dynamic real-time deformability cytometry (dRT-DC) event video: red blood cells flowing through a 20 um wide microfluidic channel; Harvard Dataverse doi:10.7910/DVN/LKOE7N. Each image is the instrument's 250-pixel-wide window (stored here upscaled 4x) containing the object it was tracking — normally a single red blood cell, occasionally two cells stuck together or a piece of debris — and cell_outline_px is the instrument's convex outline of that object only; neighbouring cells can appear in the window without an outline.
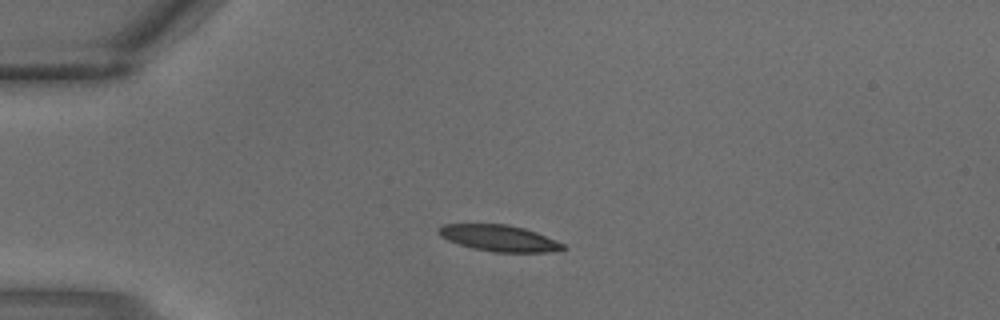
{"species": "common noctule bat (a hibernating species)", "species_latin": "Nyctalus noctula", "temperature_condition": "warm", "stored_images_in_passage": 2, "camera_frame_rate_fps": 3000, "um_per_image_px": 0.085, "animal": {"sex": "male", "body_mass_g": 18.8}, "frame": {"image": 1, "passage_image": 1, "time_ms": 0.0, "image_size_px": [1000, 320], "cell_outline_px": [[568, 248], [548, 252], [492, 252], [472, 248], [448, 240], [440, 236], [436, 232], [436, 228], [444, 224], [508, 224], [524, 228], [536, 232], [564, 244]], "centroid_in_image_um": [42.39, 20.24], "position_along_channel_um": 42.6, "area_um2": 19.07}}
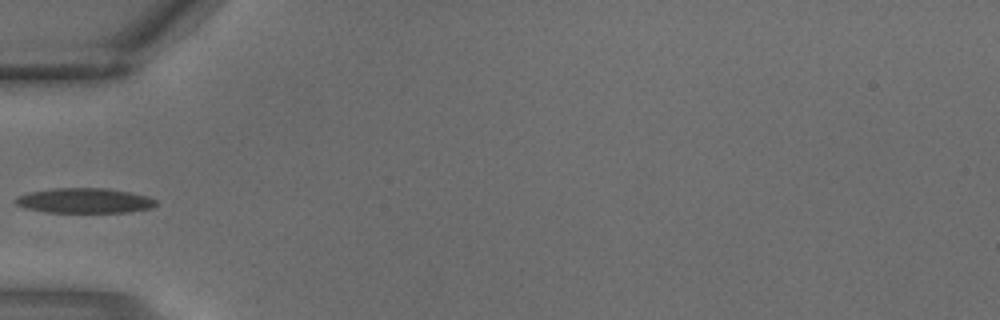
{"frame": {"image": 2, "passage_image": 2, "time_ms": 0.333, "image_size_px": [1000, 320], "cell_outline_px": [[160, 204], [152, 208], [128, 212], [44, 212], [24, 208], [16, 204], [12, 200], [16, 196], [28, 192], [52, 188], [104, 188], [128, 192], [148, 196], [156, 200]], "centroid_in_image_um": [7.15, 17.05], "position_along_channel_um": 77.8, "area_um2": 20.69}}